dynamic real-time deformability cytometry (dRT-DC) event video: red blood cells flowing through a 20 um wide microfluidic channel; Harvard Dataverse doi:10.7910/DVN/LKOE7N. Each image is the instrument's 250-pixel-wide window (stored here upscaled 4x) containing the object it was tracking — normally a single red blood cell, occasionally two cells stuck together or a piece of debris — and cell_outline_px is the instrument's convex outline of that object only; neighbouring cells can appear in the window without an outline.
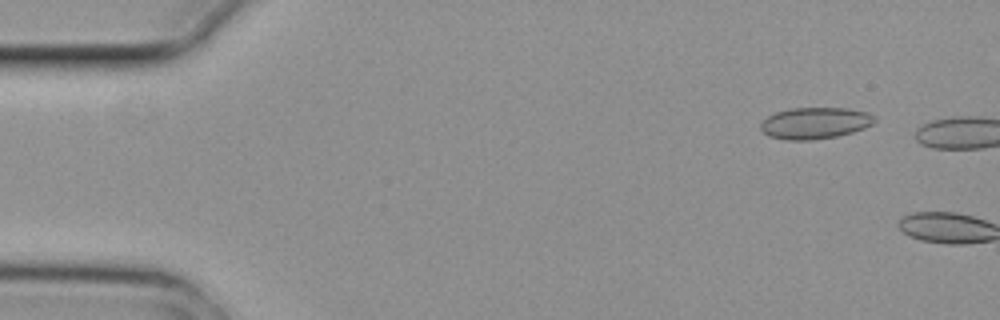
{"species": "common noctule bat (a hibernating species)", "species_latin": "Nyctalus noctula", "temperature_condition": "cold", "stored_images_in_passage": 3, "camera_frame_rate_fps": 3000, "um_per_image_px": 0.085, "animal": {"sex": "female", "body_mass_g": 29.2, "forearm_length_mm": 56.3}, "frame": {"image": 1, "passage_image": 2, "time_ms": 0.333, "image_size_px": [1000, 320], "cell_outline_px": [[876, 120], [872, 124], [864, 128], [852, 132], [836, 136], [812, 140], [784, 140], [768, 136], [760, 128], [760, 124], [768, 116], [776, 112], [792, 108], [848, 108], [868, 112], [876, 116]], "centroid_in_image_um": [69.29, 10.46], "position_along_channel_um": 15.7, "area_um2": 20.98}}